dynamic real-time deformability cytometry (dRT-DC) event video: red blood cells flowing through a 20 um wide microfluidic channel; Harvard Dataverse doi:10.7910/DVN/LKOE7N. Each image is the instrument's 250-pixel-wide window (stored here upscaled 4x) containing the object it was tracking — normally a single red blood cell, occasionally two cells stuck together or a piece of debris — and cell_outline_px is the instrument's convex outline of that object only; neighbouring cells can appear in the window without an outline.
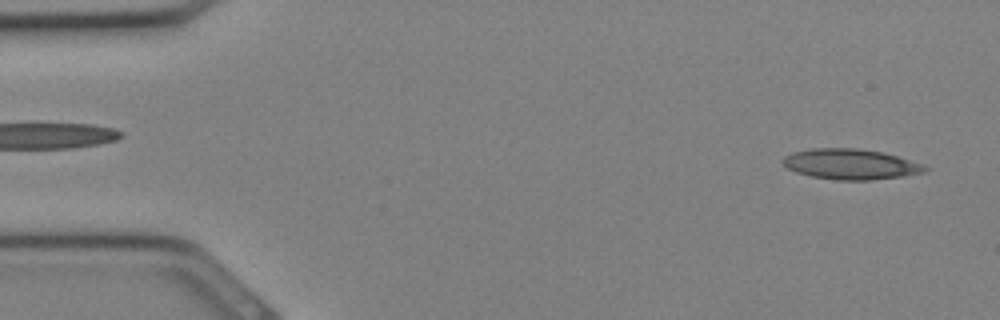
{"species": "Egyptian fruit bat (a non-hibernating species)", "species_latin": "Rousettus aegyptiacus", "temperature_condition": "cold", "stored_images_in_passage": 31, "camera_frame_rate_fps": 3000, "um_per_image_px": 0.085, "animal": {"sex": "female"}, "frame": {"image": 1, "passage_image": 1, "time_ms": 0.0, "image_size_px": [1000, 320], "cell_outline_px": [[928, 168], [924, 172], [904, 176], [872, 180], [836, 180], [812, 176], [796, 172], [788, 168], [780, 160], [784, 156], [792, 152], [812, 148], [860, 148], [884, 152], [924, 164]], "centroid_in_image_um": [72.3, 13.95], "position_along_channel_um": 12.7, "area_um2": 25.37}}
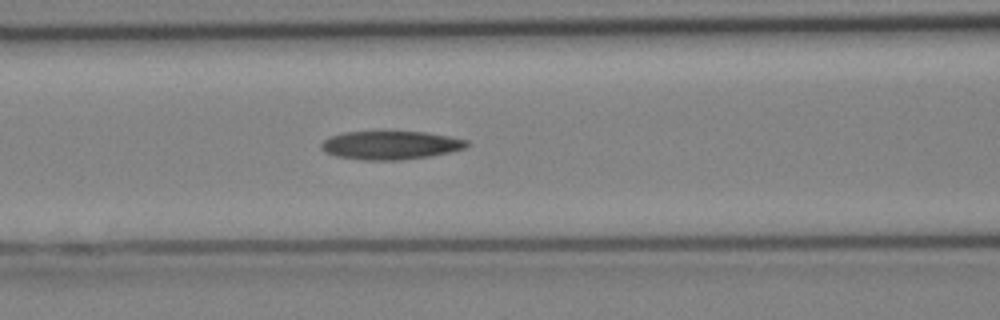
{"frame": {"image": 2, "passage_image": 12, "time_ms": 3.667, "image_size_px": [1000, 320], "cell_outline_px": [[468, 144], [464, 148], [432, 156], [400, 160], [364, 160], [336, 156], [324, 152], [320, 148], [320, 144], [328, 136], [344, 132], [424, 132], [448, 136], [468, 140]], "centroid_in_image_um": [33.14, 12.34], "position_along_channel_um": 133.5, "area_um2": 24.1}}
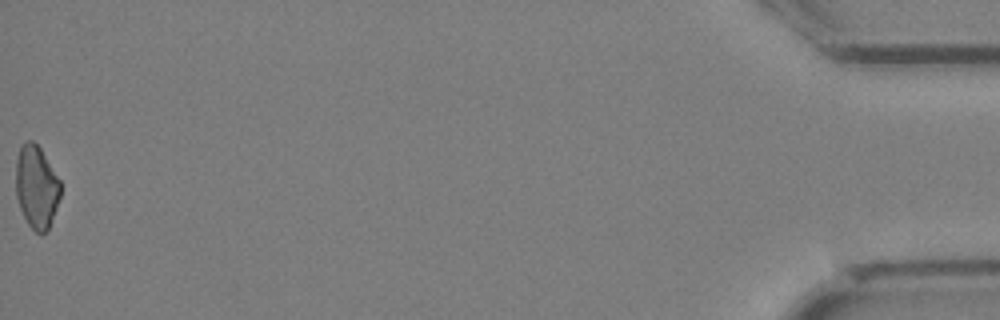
{"frame": {"image": 3, "passage_image": 31, "time_ms": 10.0, "image_size_px": [1000, 320], "cell_outline_px": [[60, 196], [56, 208], [48, 228], [40, 236], [28, 224], [20, 208], [16, 196], [16, 160], [20, 148], [28, 140], [32, 140], [40, 148], [60, 180]], "centroid_in_image_um": [3.09, 15.9], "position_along_channel_um": 432.1, "area_um2": 21.27}}